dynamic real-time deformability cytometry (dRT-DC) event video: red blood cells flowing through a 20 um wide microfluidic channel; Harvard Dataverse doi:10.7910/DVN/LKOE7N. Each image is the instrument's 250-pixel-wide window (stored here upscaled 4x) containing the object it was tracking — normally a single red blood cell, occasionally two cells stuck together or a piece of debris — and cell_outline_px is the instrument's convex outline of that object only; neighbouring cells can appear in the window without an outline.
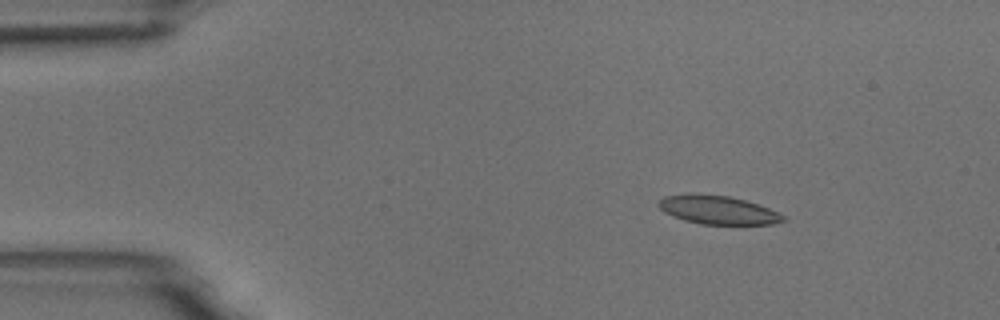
{"species": "common noctule bat (a hibernating species)", "species_latin": "Nyctalus noctula", "temperature_condition": "room temperature", "stored_images_in_passage": 3, "camera_frame_rate_fps": 3000, "um_per_image_px": 0.085, "animal": {"sex": "male", "body_mass_g": 18.8}, "frame": {"image": 1, "passage_image": 1, "time_ms": 0.0, "image_size_px": [1000, 320], "cell_outline_px": [[788, 220], [772, 224], [700, 224], [684, 220], [664, 212], [656, 204], [664, 196], [688, 192], [692, 192], [728, 196], [744, 200], [768, 208], [784, 216]], "centroid_in_image_um": [60.96, 17.83], "position_along_channel_um": 24.0, "area_um2": 20.81}}